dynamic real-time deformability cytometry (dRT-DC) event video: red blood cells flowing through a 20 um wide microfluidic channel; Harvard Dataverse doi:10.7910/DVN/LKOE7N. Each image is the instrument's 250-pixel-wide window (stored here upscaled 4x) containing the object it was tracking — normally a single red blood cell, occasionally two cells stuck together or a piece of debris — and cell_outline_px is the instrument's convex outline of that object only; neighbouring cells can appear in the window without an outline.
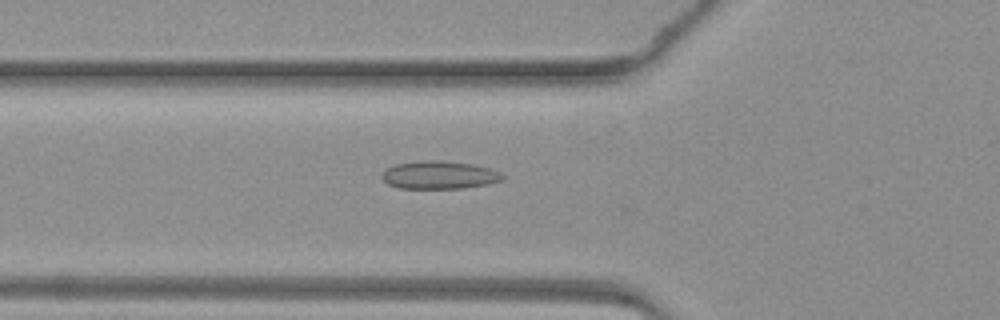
{"species": "common noctule bat (a hibernating species)", "species_latin": "Nyctalus noctula", "temperature_condition": "warm", "stored_images_in_passage": 18, "camera_frame_rate_fps": 3000, "um_per_image_px": 0.085, "animal": {"sex": "female", "body_mass_g": 19.3, "forearm_length_mm": 54.1}, "frame": {"image": 1, "passage_image": 17, "time_ms": 5.333, "image_size_px": [1000, 320], "cell_outline_px": [[504, 180], [488, 184], [464, 188], [400, 188], [388, 184], [380, 176], [384, 168], [396, 164], [428, 160], [440, 160], [472, 164], [488, 168], [500, 172], [504, 176]], "centroid_in_image_um": [37.33, 14.87], "position_along_channel_um": 88.5, "area_um2": 19.65}}